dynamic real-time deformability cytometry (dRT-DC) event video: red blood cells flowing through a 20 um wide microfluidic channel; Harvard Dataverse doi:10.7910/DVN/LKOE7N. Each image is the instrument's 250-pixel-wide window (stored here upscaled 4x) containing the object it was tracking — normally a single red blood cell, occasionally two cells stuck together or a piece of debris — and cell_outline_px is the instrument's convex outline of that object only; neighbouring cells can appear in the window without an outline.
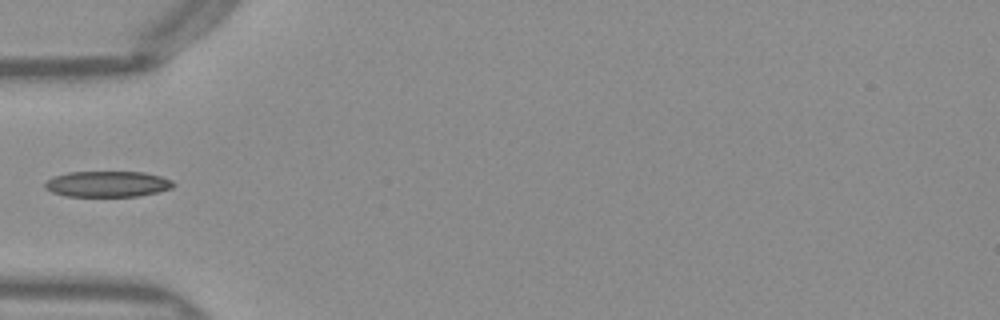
{"species": "Egyptian fruit bat (a non-hibernating species)", "species_latin": "Rousettus aegyptiacus", "temperature_condition": "warm", "stored_images_in_passage": 34, "camera_frame_rate_fps": 3000, "um_per_image_px": 0.085, "frame": {"image": 1, "passage_image": 1, "time_ms": 0.0, "image_size_px": [1000, 320], "cell_outline_px": [[176, 184], [172, 188], [156, 192], [136, 196], [68, 196], [52, 192], [44, 188], [44, 184], [52, 176], [68, 172], [144, 172], [160, 176], [172, 180]], "centroid_in_image_um": [9.12, 15.63], "position_along_channel_um": 75.9, "area_um2": 19.31}}
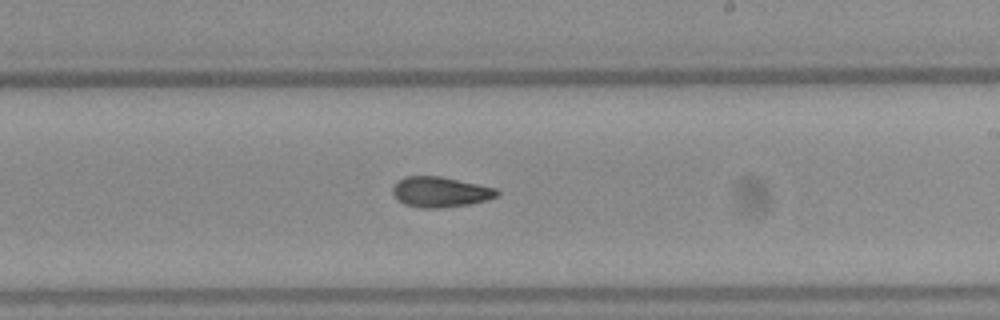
{"frame": {"image": 2, "passage_image": 14, "time_ms": 4.333, "image_size_px": [1000, 320], "cell_outline_px": [[500, 192], [496, 196], [488, 200], [468, 204], [436, 208], [424, 208], [404, 204], [396, 200], [392, 192], [392, 188], [404, 176], [440, 176], [496, 188]], "centroid_in_image_um": [37.41, 16.32], "position_along_channel_um": 251.6, "area_um2": 18.32}}
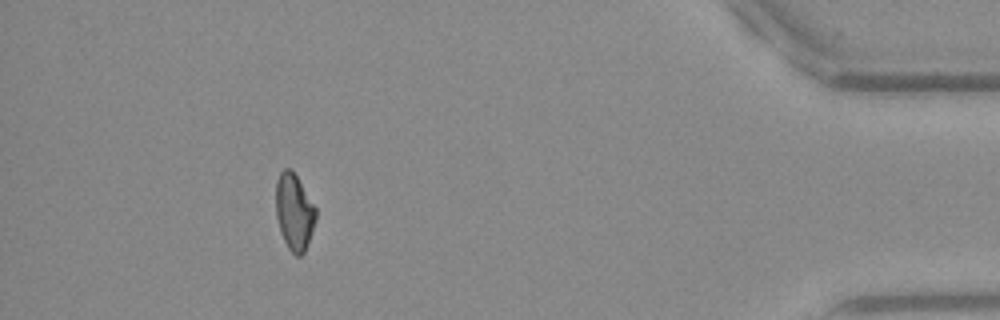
{"frame": {"image": 3, "passage_image": 30, "time_ms": 9.667, "image_size_px": [1000, 320], "cell_outline_px": [[316, 220], [304, 252], [300, 256], [296, 256], [288, 248], [280, 232], [276, 216], [276, 180], [280, 172], [284, 168], [292, 168], [316, 208]], "centroid_in_image_um": [25.0, 17.98], "position_along_channel_um": 410.2, "area_um2": 17.8}}